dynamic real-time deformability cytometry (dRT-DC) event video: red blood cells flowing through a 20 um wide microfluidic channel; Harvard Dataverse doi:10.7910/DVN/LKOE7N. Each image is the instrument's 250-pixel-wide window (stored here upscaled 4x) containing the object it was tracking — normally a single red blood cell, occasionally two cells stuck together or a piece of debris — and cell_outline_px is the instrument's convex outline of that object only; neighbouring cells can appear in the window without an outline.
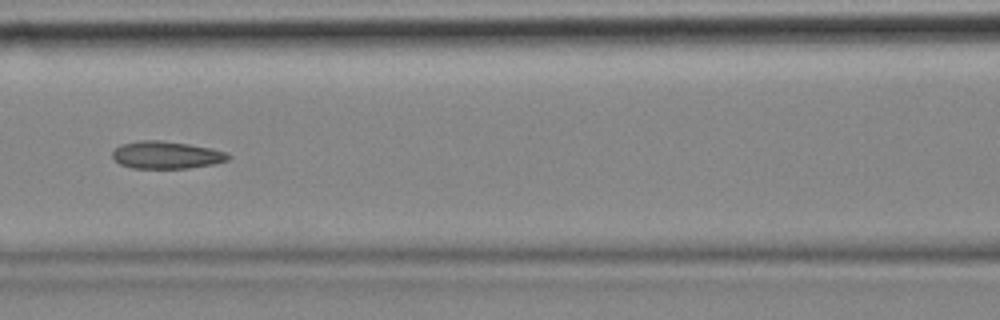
{"species": "common noctule bat (a hibernating species)", "species_latin": "Nyctalus noctula", "temperature_condition": "cold", "stored_images_in_passage": 7, "camera_frame_rate_fps": 3000, "um_per_image_px": 0.085, "animal": {"sex": "female", "body_mass_g": 18.4}, "frame": {"image": 1, "passage_image": 7, "time_ms": 2.0, "image_size_px": [1000, 320], "cell_outline_px": [[232, 156], [228, 160], [212, 164], [188, 168], [132, 168], [120, 164], [112, 156], [112, 152], [120, 144], [140, 140], [160, 140], [188, 144], [212, 148], [228, 152]], "centroid_in_image_um": [14.16, 13.17], "position_along_channel_um": 152.4, "area_um2": 18.55}}